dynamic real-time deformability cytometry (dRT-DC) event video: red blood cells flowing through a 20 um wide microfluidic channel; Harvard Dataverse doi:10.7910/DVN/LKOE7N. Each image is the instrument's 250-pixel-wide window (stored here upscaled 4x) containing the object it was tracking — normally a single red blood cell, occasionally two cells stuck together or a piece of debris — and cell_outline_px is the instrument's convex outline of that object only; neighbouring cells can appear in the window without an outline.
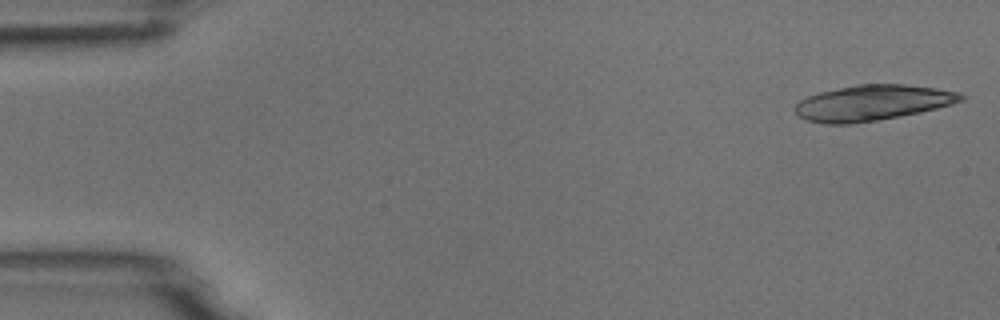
{"species": "common noctule bat (a hibernating species)", "species_latin": "Nyctalus noctula", "temperature_condition": "room temperature", "stored_images_in_passage": 18, "camera_frame_rate_fps": 3000, "um_per_image_px": 0.085, "animal": {"sex": "male", "body_mass_g": 18.8}, "frame": {"image": 1, "passage_image": 1, "time_ms": 0.0, "image_size_px": [1000, 320], "cell_outline_px": [[964, 100], [952, 104], [920, 112], [876, 120], [848, 124], [824, 124], [804, 120], [796, 116], [792, 108], [800, 100], [808, 96], [820, 92], [856, 84], [904, 84], [936, 88], [960, 92], [964, 96]], "centroid_in_image_um": [74.1, 8.74], "position_along_channel_um": 10.9, "area_um2": 34.51}}